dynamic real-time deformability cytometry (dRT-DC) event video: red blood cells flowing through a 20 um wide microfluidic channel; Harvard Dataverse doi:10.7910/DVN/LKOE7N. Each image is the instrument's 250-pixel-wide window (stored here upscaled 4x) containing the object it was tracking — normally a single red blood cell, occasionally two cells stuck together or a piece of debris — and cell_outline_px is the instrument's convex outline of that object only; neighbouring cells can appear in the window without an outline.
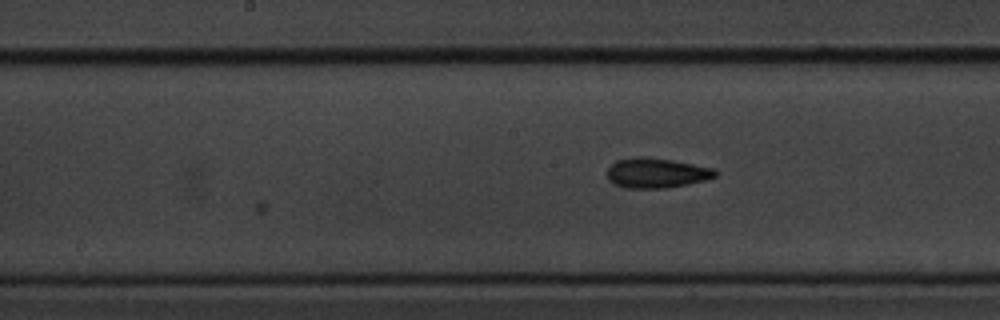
{"species": "common noctule bat (a hibernating species)", "species_latin": "Nyctalus noctula", "temperature_condition": "cold", "stored_images_in_passage": 11, "camera_frame_rate_fps": 3000, "um_per_image_px": 0.085, "animal": {"sex": "male", "body_mass_g": 20.1, "forearm_length_mm": 53.5}, "frame": {"image": 1, "passage_image": 8, "time_ms": 2.333, "image_size_px": [1000, 320], "cell_outline_px": [[716, 176], [704, 180], [668, 188], [624, 188], [612, 184], [608, 180], [608, 168], [616, 160], [632, 156], [644, 156], [672, 160], [712, 168], [716, 172]], "centroid_in_image_um": [55.72, 14.7], "position_along_channel_um": 192.5, "area_um2": 18.9}}
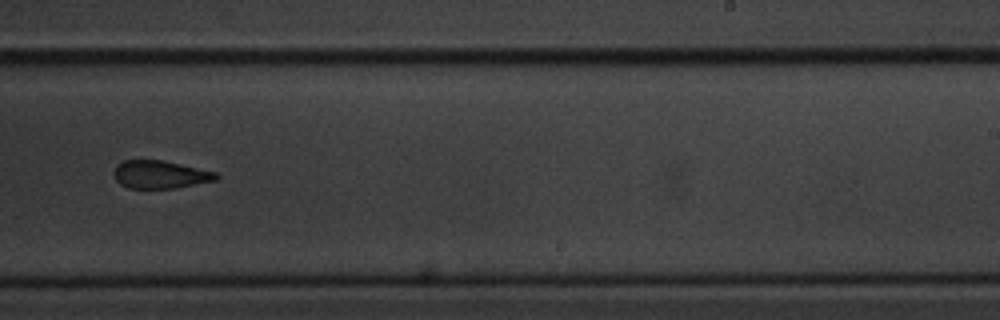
{"frame": {"image": 2, "passage_image": 10, "time_ms": 3.0, "image_size_px": [1000, 320], "cell_outline_px": [[220, 176], [216, 180], [176, 188], [128, 188], [120, 184], [116, 180], [112, 172], [116, 164], [124, 160], [160, 160], [180, 164], [216, 172]], "centroid_in_image_um": [13.58, 14.83], "position_along_channel_um": 275.4, "area_um2": 16.65}}
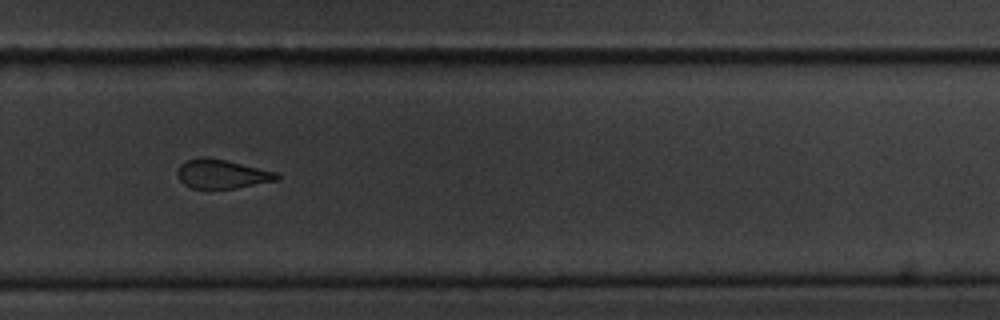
{"frame": {"image": 3, "passage_image": 11, "time_ms": 3.333, "image_size_px": [1000, 320], "cell_outline_px": [[280, 180], [236, 188], [192, 188], [184, 184], [180, 180], [176, 172], [180, 164], [188, 160], [204, 156], [208, 156], [276, 172], [280, 176]], "centroid_in_image_um": [18.86, 14.78], "position_along_channel_um": 310.9, "area_um2": 16.76}}